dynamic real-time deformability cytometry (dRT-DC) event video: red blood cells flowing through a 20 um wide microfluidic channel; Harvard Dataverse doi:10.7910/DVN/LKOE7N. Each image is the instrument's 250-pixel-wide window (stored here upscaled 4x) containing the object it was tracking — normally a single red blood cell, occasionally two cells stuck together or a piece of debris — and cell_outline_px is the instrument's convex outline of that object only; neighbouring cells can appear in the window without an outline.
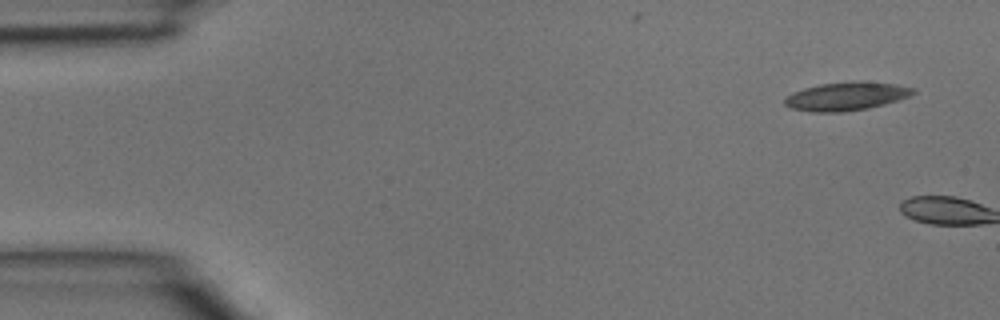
{"species": "common noctule bat (a hibernating species)", "species_latin": "Nyctalus noctula", "temperature_condition": "room temperature", "stored_images_in_passage": 5, "camera_frame_rate_fps": 3000, "um_per_image_px": 0.085, "animal": {"sex": "male", "body_mass_g": 15.6}, "frame": {"image": 1, "passage_image": 1, "time_ms": 0.0, "image_size_px": [1000, 320], "cell_outline_px": [[916, 92], [908, 96], [884, 104], [868, 108], [840, 112], [812, 112], [792, 108], [784, 104], [784, 100], [792, 92], [804, 88], [820, 84], [864, 80], [892, 84], [916, 88]], "centroid_in_image_um": [71.93, 8.17], "position_along_channel_um": 13.1, "area_um2": 21.1}}
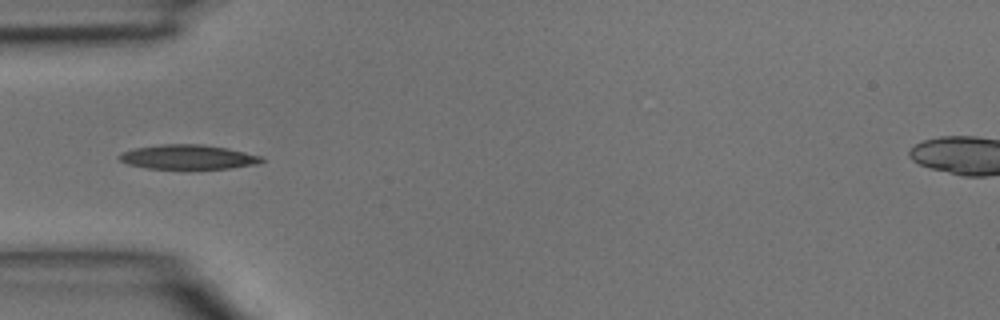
{"frame": {"image": 2, "passage_image": 5, "time_ms": 1.333, "image_size_px": [1000, 320], "cell_outline_px": [[264, 160], [256, 164], [232, 168], [188, 172], [148, 168], [128, 164], [120, 160], [120, 156], [124, 152], [136, 148], [160, 144], [204, 144], [228, 148], [264, 156]], "centroid_in_image_um": [16.06, 13.39], "position_along_channel_um": 68.9, "area_um2": 21.27}}